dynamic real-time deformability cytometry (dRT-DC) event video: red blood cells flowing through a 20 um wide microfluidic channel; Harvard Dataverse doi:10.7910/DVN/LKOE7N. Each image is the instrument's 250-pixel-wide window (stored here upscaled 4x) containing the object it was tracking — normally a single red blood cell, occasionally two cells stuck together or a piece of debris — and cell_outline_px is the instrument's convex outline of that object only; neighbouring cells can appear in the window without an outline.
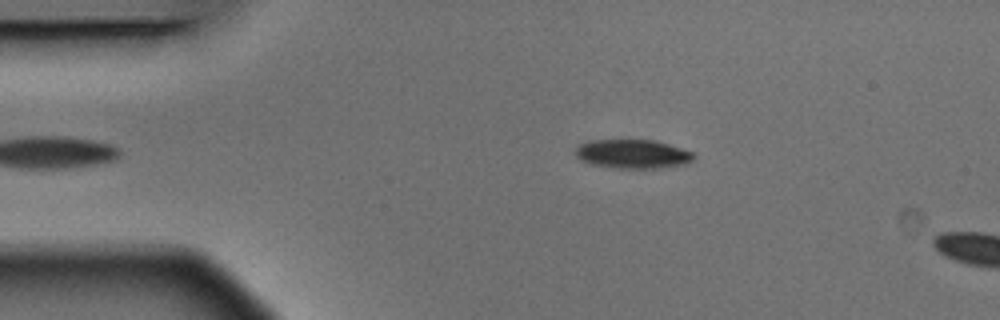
{"species": "Egyptian fruit bat (a non-hibernating species)", "species_latin": "Rousettus aegyptiacus", "temperature_condition": "warm", "stored_images_in_passage": 2, "camera_frame_rate_fps": 3000, "um_per_image_px": 0.085, "animal": {"sex": "male"}, "frame": {"image": 1, "passage_image": 1, "time_ms": 0.0, "image_size_px": [1000, 320], "cell_outline_px": [[696, 156], [692, 160], [684, 164], [660, 168], [616, 168], [592, 164], [580, 160], [576, 156], [576, 148], [580, 144], [588, 140], [656, 140], [692, 152]], "centroid_in_image_um": [53.76, 13.08], "position_along_channel_um": 31.2, "area_um2": 19.88}}